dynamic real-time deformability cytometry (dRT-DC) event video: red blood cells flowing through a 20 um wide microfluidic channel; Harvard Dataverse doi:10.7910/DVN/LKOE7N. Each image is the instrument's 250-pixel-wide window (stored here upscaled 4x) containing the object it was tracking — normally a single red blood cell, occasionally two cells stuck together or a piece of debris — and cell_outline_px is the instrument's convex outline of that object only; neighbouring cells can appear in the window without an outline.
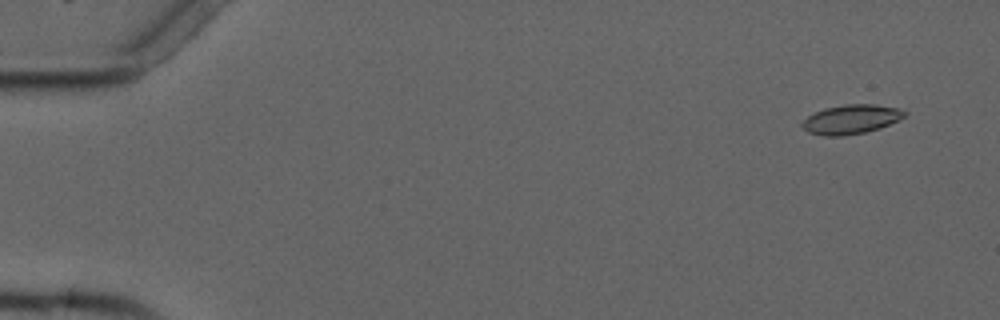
{"species": "common noctule bat (a hibernating species)", "species_latin": "Nyctalus noctula", "temperature_condition": "cold", "stored_images_in_passage": 9, "camera_frame_rate_fps": 3000, "um_per_image_px": 0.085, "animal": {"sex": "male", "forearm_length_mm": 52.5}, "frame": {"image": 1, "passage_image": 1, "time_ms": 0.0, "image_size_px": [1000, 320], "cell_outline_px": [[908, 112], [900, 120], [880, 128], [864, 132], [844, 136], [824, 136], [808, 132], [800, 124], [808, 116], [824, 108], [844, 104], [876, 104], [900, 108]], "centroid_in_image_um": [72.37, 10.13], "position_along_channel_um": 12.6, "area_um2": 17.57}}
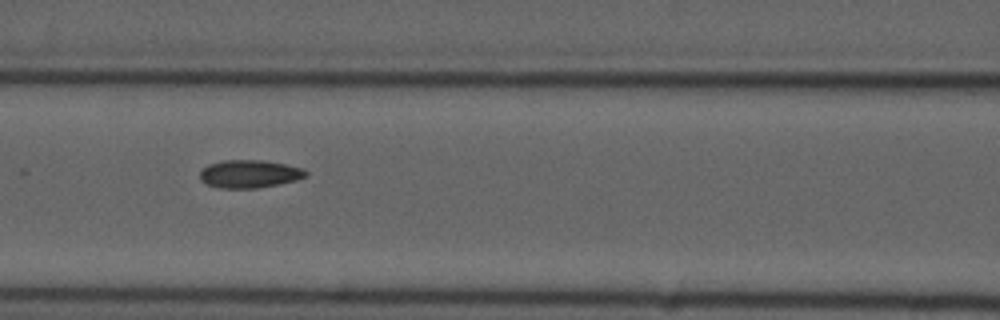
{"frame": {"image": 2, "passage_image": 7, "time_ms": 7.0, "image_size_px": [1000, 320], "cell_outline_px": [[308, 176], [296, 180], [280, 184], [256, 188], [220, 188], [204, 184], [200, 180], [200, 172], [208, 164], [224, 160], [260, 160], [284, 164], [304, 168], [308, 172]], "centroid_in_image_um": [21.21, 14.79], "position_along_channel_um": 145.4, "area_um2": 17.34}}
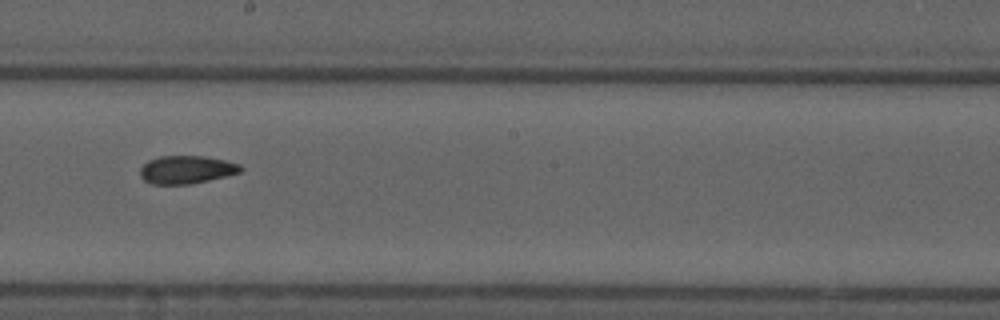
{"frame": {"image": 3, "passage_image": 9, "time_ms": 9.333, "image_size_px": [1000, 320], "cell_outline_px": [[244, 168], [240, 172], [208, 180], [188, 184], [152, 184], [144, 180], [140, 176], [140, 168], [148, 160], [160, 156], [204, 156], [224, 160], [240, 164]], "centroid_in_image_um": [15.83, 14.41], "position_along_channel_um": 232.4, "area_um2": 16.3}}